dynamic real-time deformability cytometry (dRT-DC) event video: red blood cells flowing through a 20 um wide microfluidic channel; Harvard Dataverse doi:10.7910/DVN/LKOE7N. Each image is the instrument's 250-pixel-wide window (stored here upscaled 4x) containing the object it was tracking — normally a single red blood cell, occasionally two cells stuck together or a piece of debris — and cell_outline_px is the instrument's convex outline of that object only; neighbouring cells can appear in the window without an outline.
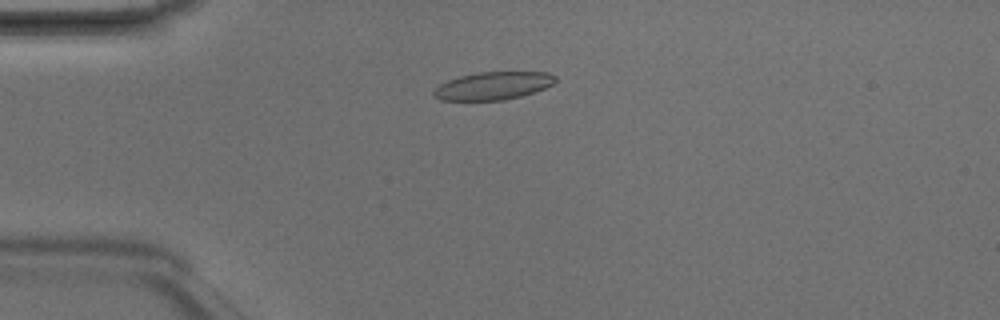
{"species": "Egyptian fruit bat (a non-hibernating species)", "species_latin": "Rousettus aegyptiacus", "temperature_condition": "room temperature", "stored_images_in_passage": 6, "camera_frame_rate_fps": 3000, "um_per_image_px": 0.085, "animal": {"sex": "male"}, "frame": {"image": 1, "passage_image": 4, "time_ms": 1.0, "image_size_px": [1000, 320], "cell_outline_px": [[556, 80], [552, 84], [544, 88], [520, 96], [504, 100], [440, 100], [432, 96], [432, 92], [440, 84], [448, 80], [460, 76], [480, 72], [548, 72], [556, 76]], "centroid_in_image_um": [41.89, 7.29], "position_along_channel_um": 43.1, "area_um2": 19.59}}
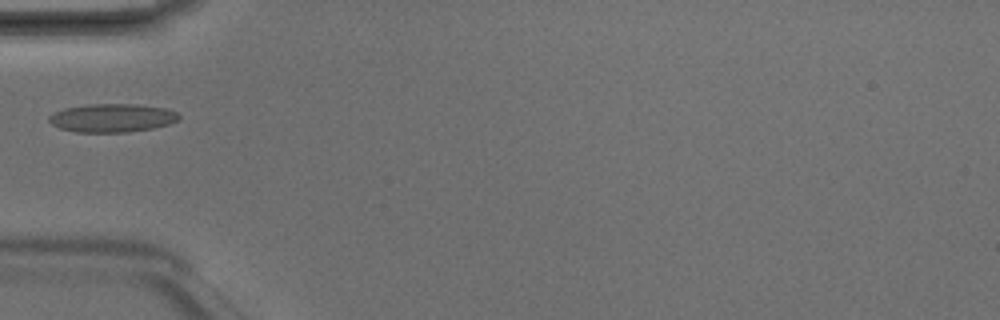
{"frame": {"image": 2, "passage_image": 5, "time_ms": 1.333, "image_size_px": [1000, 320], "cell_outline_px": [[180, 116], [176, 120], [168, 124], [152, 128], [128, 132], [76, 132], [60, 128], [52, 124], [48, 120], [48, 116], [64, 108], [88, 104], [136, 104], [164, 108], [176, 112]], "centroid_in_image_um": [9.5, 10.02], "position_along_channel_um": 75.5, "area_um2": 21.33}}